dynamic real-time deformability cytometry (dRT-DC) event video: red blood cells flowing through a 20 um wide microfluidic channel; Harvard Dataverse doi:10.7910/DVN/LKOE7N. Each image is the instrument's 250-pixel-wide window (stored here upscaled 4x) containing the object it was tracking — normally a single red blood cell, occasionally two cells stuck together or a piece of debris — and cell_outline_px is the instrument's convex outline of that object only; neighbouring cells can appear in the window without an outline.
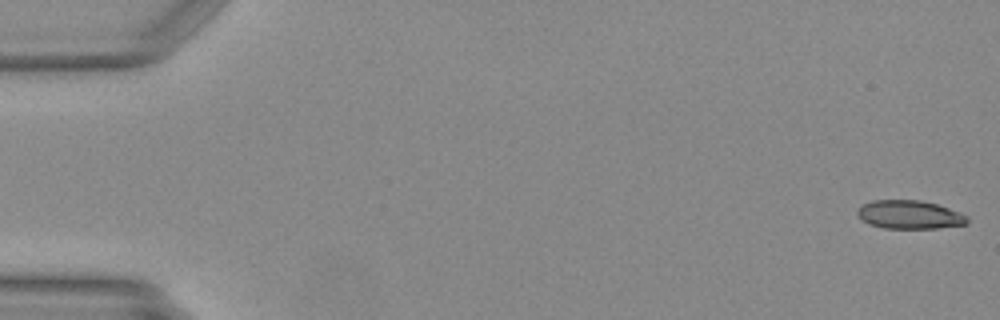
{"species": "Egyptian fruit bat (a non-hibernating species)", "species_latin": "Rousettus aegyptiacus", "temperature_condition": "warm", "stored_images_in_passage": 44, "camera_frame_rate_fps": 3000, "um_per_image_px": 0.085, "animal": {"sex": "female"}, "frame": {"image": 1, "passage_image": 1, "time_ms": 0.0, "image_size_px": [1000, 320], "cell_outline_px": [[968, 224], [940, 228], [884, 228], [868, 224], [856, 212], [864, 204], [872, 200], [920, 200], [936, 204], [960, 212], [968, 216]], "centroid_in_image_um": [77.36, 18.25], "position_along_channel_um": 7.6, "area_um2": 18.15}}
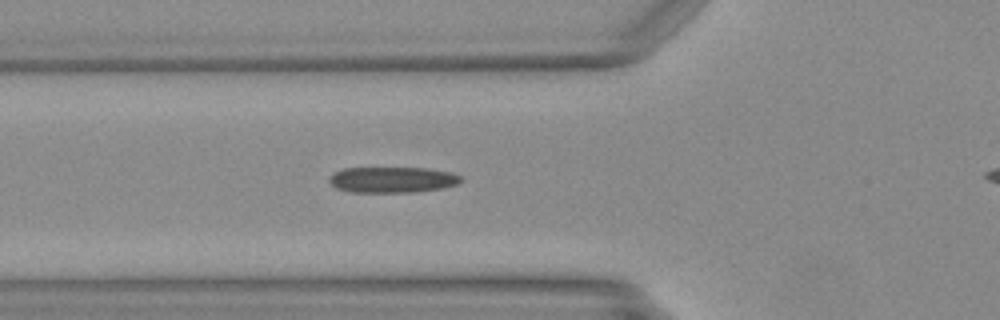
{"frame": {"image": 2, "passage_image": 18, "time_ms": 5.667, "image_size_px": [1000, 320], "cell_outline_px": [[460, 180], [456, 184], [440, 188], [412, 192], [352, 192], [336, 188], [328, 180], [336, 172], [344, 168], [424, 168], [448, 172], [460, 176]], "centroid_in_image_um": [33.3, 15.28], "position_along_channel_um": 92.5, "area_um2": 19.36}}